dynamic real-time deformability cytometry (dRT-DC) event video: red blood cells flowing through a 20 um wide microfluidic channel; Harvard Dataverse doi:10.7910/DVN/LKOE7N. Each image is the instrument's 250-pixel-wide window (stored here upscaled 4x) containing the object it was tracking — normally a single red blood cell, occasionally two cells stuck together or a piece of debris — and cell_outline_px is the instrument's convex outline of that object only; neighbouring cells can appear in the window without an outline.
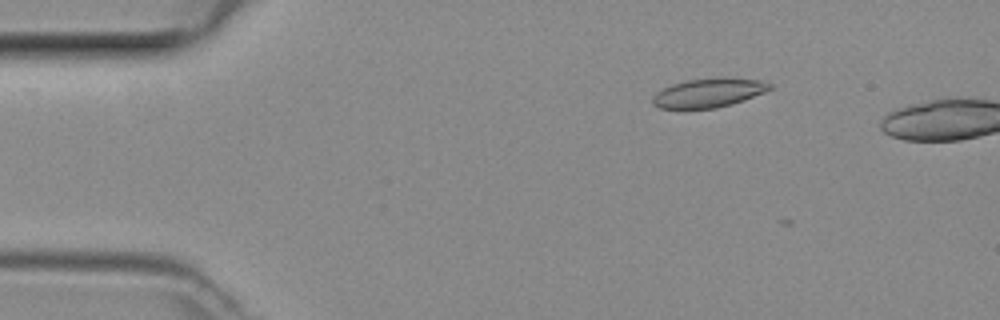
{"species": "common noctule bat (a hibernating species)", "species_latin": "Nyctalus noctula", "temperature_condition": "room temperature", "stored_images_in_passage": 5, "camera_frame_rate_fps": 3000, "um_per_image_px": 0.085, "animal": {"sex": "female", "body_mass_g": 29.2, "forearm_length_mm": 56.3}, "frame": {"image": 1, "passage_image": 2, "time_ms": 0.333, "image_size_px": [1000, 320], "cell_outline_px": [[772, 88], [764, 92], [744, 100], [732, 104], [716, 108], [660, 108], [652, 104], [652, 96], [656, 92], [672, 84], [688, 80], [724, 76], [760, 80], [772, 84]], "centroid_in_image_um": [60.25, 7.87], "position_along_channel_um": 24.8, "area_um2": 19.94}}